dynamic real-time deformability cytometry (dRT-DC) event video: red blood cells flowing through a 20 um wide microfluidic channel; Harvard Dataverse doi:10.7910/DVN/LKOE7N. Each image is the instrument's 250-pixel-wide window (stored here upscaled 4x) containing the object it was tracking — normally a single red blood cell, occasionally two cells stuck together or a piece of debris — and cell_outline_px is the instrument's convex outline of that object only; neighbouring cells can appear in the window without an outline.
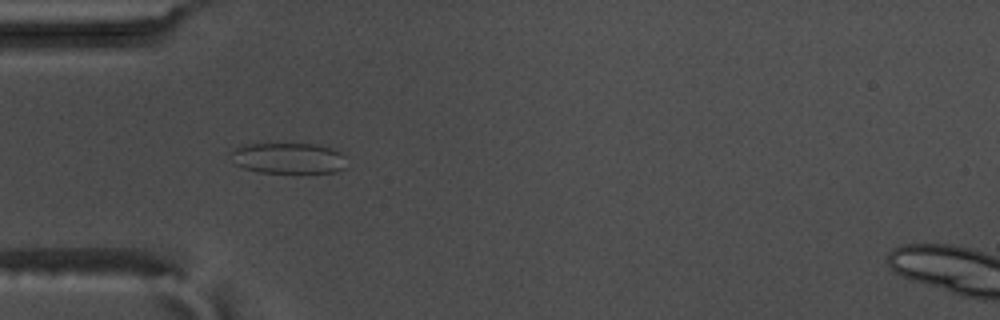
{"species": "common noctule bat (a hibernating species)", "species_latin": "Nyctalus noctula", "temperature_condition": "warm", "stored_images_in_passage": 57, "camera_frame_rate_fps": 3000, "um_per_image_px": 0.085, "animal": {"sex": "male", "body_mass_g": 17.5, "forearm_length_mm": 52.3}, "frame": {"image": 1, "passage_image": 18, "time_ms": 5.667, "image_size_px": [1000, 320], "cell_outline_px": [[344, 168], [336, 172], [260, 172], [244, 168], [236, 164], [228, 152], [236, 148], [248, 144], [316, 144], [332, 148], [340, 152], [344, 156]], "centroid_in_image_um": [24.5, 13.44], "position_along_channel_um": 60.5, "area_um2": 20.58}}
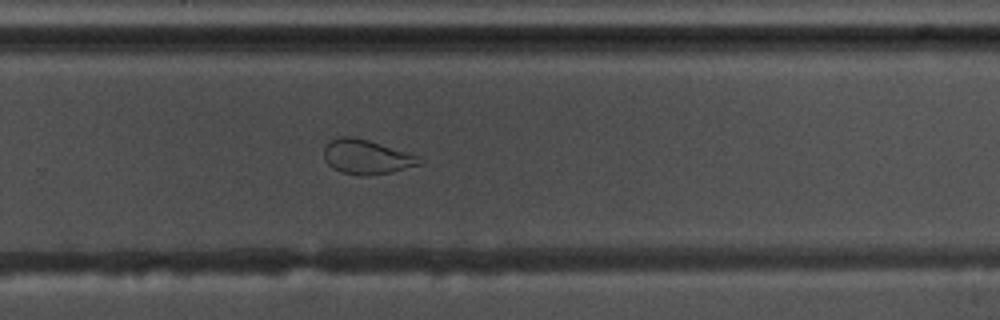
{"frame": {"image": 2, "passage_image": 38, "time_ms": 12.333, "image_size_px": [1000, 320], "cell_outline_px": [[424, 164], [392, 172], [368, 176], [360, 176], [340, 172], [332, 168], [324, 160], [324, 148], [332, 140], [340, 136], [352, 136], [368, 140], [416, 156], [424, 160]], "centroid_in_image_um": [31.15, 13.36], "position_along_channel_um": 298.7, "area_um2": 19.13}}
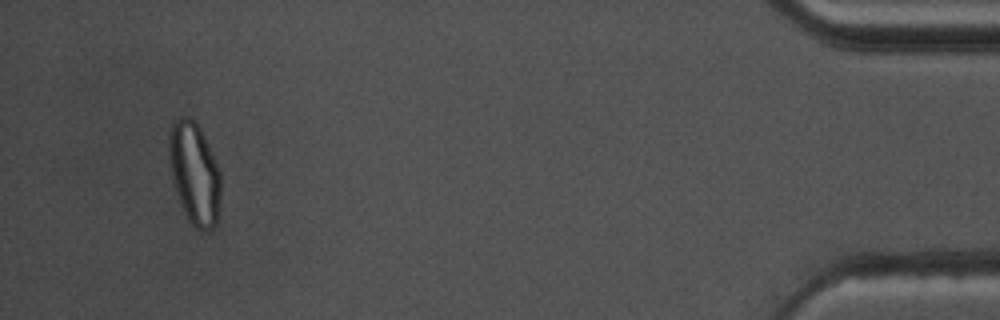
{"frame": {"image": 3, "passage_image": 54, "time_ms": 17.667, "image_size_px": [1000, 320], "cell_outline_px": [[220, 200], [216, 224], [212, 228], [200, 232], [188, 220], [180, 204], [172, 180], [168, 164], [168, 128], [180, 116], [188, 116], [196, 120], [204, 136], [220, 172]], "centroid_in_image_um": [16.49, 14.71], "position_along_channel_um": 418.7, "area_um2": 31.21}, "authors_computed_cell_mechanics": {"area_um2": 24.9696, "velocity_mm_per_s": 3.628, "shape_relaxation_time_tau1_ms": null, "shape_relaxation_time_tau2_ms": 0.965, "deformation_change_tau1": null, "deformation_change_tau2": 0.0661}}